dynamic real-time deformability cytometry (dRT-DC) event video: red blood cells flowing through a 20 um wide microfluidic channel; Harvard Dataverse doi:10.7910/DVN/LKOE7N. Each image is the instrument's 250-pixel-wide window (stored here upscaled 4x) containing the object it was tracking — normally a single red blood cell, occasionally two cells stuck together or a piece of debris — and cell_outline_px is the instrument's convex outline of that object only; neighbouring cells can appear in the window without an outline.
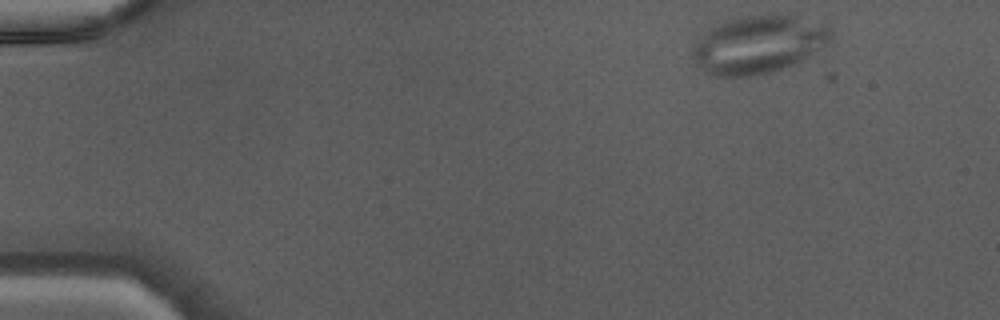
{"species": "Egyptian fruit bat (a non-hibernating species)", "species_latin": "Rousettus aegyptiacus", "temperature_condition": "warm", "stored_images_in_passage": 39, "camera_frame_rate_fps": 3000, "um_per_image_px": 0.085, "animal": {"sex": "male"}, "frame": {"image": 1, "passage_image": 1, "time_ms": 0.0, "image_size_px": [1000, 320], "cell_outline_px": [[832, 40], [820, 48], [800, 60], [792, 64], [780, 68], [748, 76], [720, 76], [704, 72], [696, 64], [692, 56], [692, 48], [712, 28], [728, 20], [744, 16], [788, 12], [824, 24], [832, 28]], "centroid_in_image_um": [64.52, 3.73], "position_along_channel_um": 20.5, "area_um2": 46.18}}